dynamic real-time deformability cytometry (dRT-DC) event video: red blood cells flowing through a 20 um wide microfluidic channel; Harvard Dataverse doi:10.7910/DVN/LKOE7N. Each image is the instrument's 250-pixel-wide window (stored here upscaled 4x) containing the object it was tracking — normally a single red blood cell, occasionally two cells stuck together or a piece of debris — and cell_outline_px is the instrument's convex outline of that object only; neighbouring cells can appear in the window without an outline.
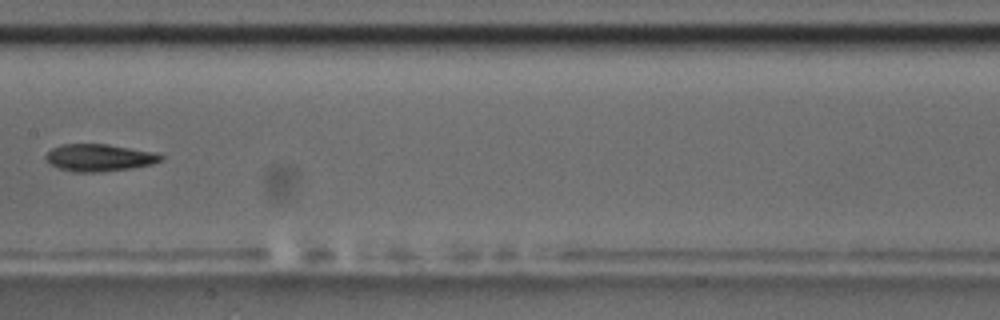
{"species": "common noctule bat (a hibernating species)", "species_latin": "Nyctalus noctula", "temperature_condition": "room temperature", "stored_images_in_passage": 14, "camera_frame_rate_fps": 3000, "um_per_image_px": 0.085, "animal": {"sex": "male", "body_mass_g": 17.5, "forearm_length_mm": 52.3}, "frame": {"image": 1, "passage_image": 7, "time_ms": 7.667, "image_size_px": [1000, 320], "cell_outline_px": [[164, 160], [152, 164], [132, 168], [100, 172], [72, 172], [60, 168], [52, 164], [44, 156], [52, 148], [64, 144], [108, 144], [160, 152], [164, 156]], "centroid_in_image_um": [8.53, 13.39], "position_along_channel_um": 198.9, "area_um2": 18.44}, "authors_computed_cell_mechanics": {"area_um2": 18.8139, "velocity_mm_per_s": 3.4959, "shape_relaxation_time_tau1_ms": 3.4595, "shape_relaxation_time_tau2_ms": 1.7722, "deformation_change_tau1": 0.1177, "deformation_change_tau2": 0.0789}}